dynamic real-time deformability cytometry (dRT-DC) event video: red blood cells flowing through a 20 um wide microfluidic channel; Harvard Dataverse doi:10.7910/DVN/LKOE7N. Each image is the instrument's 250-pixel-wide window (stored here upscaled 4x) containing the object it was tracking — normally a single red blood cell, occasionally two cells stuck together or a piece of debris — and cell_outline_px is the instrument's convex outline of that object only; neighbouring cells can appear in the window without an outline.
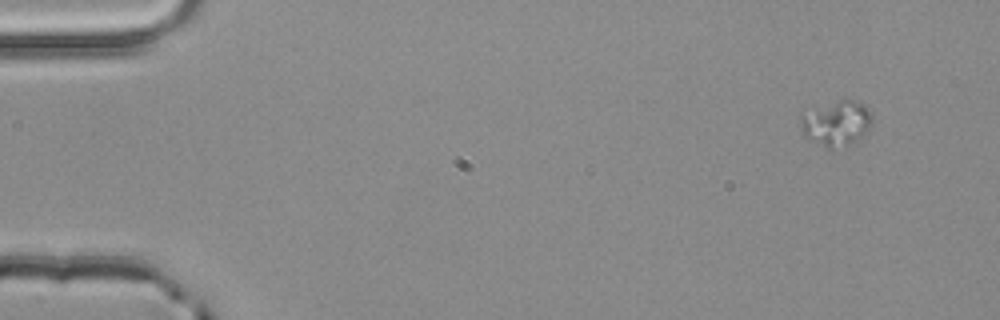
{"species": "common noctule bat (a hibernating species)", "species_latin": "Nyctalus noctula", "temperature_condition": "room temperature", "stored_images_in_passage": 4, "segment_of_instrument_passage": [1, 2], "camera_frame_rate_fps": 3000, "um_per_image_px": 0.085, "animal": {"sex": "male", "body_mass_g": 20.4}, "frame": {"image": 1, "passage_image": 1, "time_ms": 0.0, "image_size_px": [1000, 320], "cell_outline_px": [[872, 124], [856, 140], [848, 144], [832, 148], [828, 148], [804, 136], [800, 128], [800, 112], [840, 100], [852, 100], [868, 104], [872, 112]], "centroid_in_image_um": [71.08, 10.43], "position_along_channel_um": 13.9, "area_um2": 18.84}}